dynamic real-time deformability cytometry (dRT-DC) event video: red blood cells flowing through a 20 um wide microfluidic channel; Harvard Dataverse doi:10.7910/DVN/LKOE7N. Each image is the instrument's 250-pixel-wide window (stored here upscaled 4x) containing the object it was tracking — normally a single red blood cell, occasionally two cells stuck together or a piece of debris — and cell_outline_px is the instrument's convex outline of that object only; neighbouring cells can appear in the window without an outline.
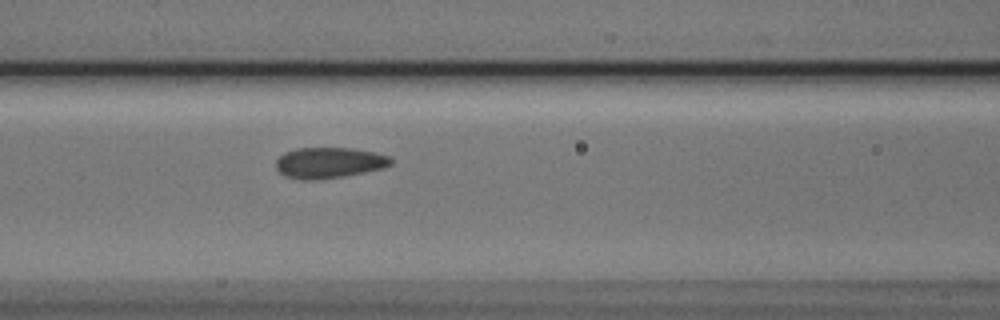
{"species": "Egyptian fruit bat (a non-hibernating species)", "species_latin": "Rousettus aegyptiacus", "temperature_condition": "cold", "stored_images_in_passage": 5, "camera_frame_rate_fps": 3000, "um_per_image_px": 0.085, "animal": {"sex": "male"}, "frame": {"image": 1, "passage_image": 5, "time_ms": 1.333, "image_size_px": [1000, 320], "cell_outline_px": [[392, 164], [384, 168], [344, 176], [320, 180], [300, 180], [288, 176], [280, 172], [276, 168], [276, 160], [284, 152], [296, 148], [352, 148], [372, 152], [388, 156], [392, 160]], "centroid_in_image_um": [27.96, 13.84], "position_along_channel_um": 138.6, "area_um2": 20.63}}